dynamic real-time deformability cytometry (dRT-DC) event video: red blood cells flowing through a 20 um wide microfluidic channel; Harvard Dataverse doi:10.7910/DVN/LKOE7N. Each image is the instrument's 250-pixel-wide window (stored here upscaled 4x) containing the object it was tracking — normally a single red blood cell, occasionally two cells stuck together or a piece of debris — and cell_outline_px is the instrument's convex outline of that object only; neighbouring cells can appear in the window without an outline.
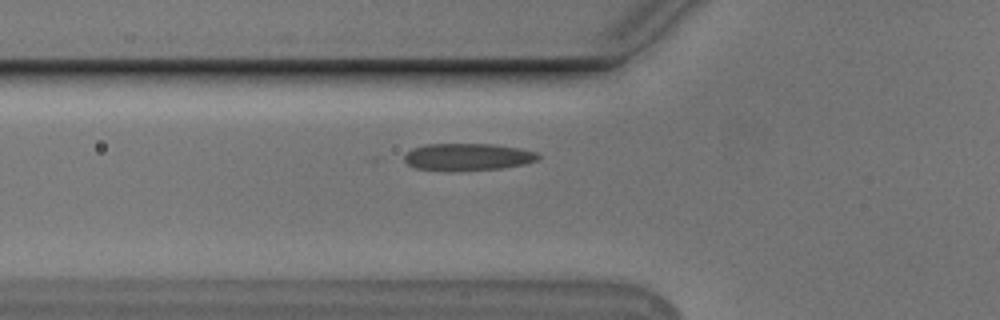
{"species": "Egyptian fruit bat (a non-hibernating species)", "species_latin": "Rousettus aegyptiacus", "temperature_condition": "cold", "stored_images_in_passage": 39, "camera_frame_rate_fps": 3000, "um_per_image_px": 0.085, "animal": {"sex": "male"}, "frame": {"image": 1, "passage_image": 6, "time_ms": 1.667, "image_size_px": [1000, 320], "cell_outline_px": [[540, 156], [536, 160], [524, 164], [500, 168], [416, 168], [408, 164], [404, 160], [404, 156], [412, 148], [424, 144], [492, 144], [520, 148], [536, 152]], "centroid_in_image_um": [39.78, 13.28], "position_along_channel_um": 86.0, "area_um2": 20.11}}
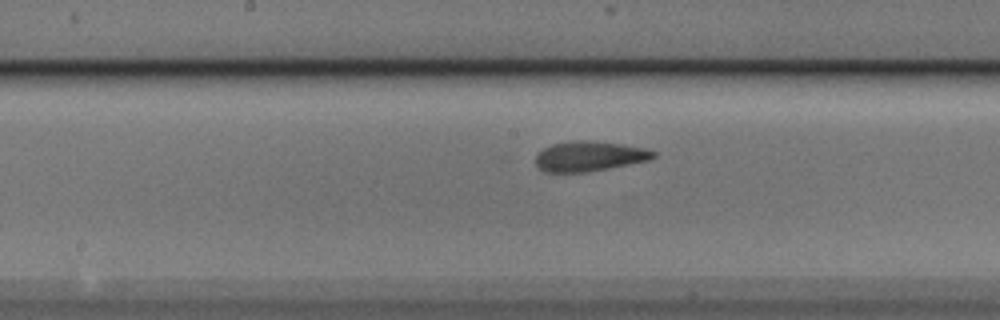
{"frame": {"image": 2, "passage_image": 15, "time_ms": 4.667, "image_size_px": [1000, 320], "cell_outline_px": [[656, 156], [648, 160], [608, 168], [584, 172], [544, 172], [536, 164], [536, 156], [544, 148], [552, 144], [580, 140], [588, 140], [620, 144], [644, 148], [656, 152]], "centroid_in_image_um": [50.08, 13.28], "position_along_channel_um": 198.1, "area_um2": 20.23}}
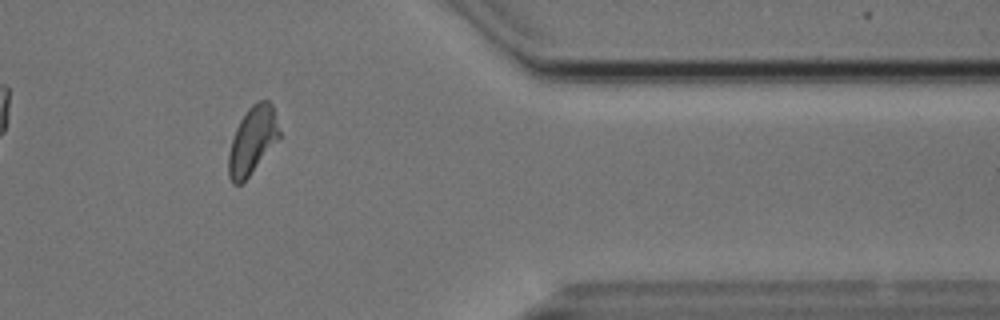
{"frame": {"image": 3, "passage_image": 32, "time_ms": 10.333, "image_size_px": [1000, 320], "cell_outline_px": [[280, 136], [248, 176], [240, 184], [232, 184], [228, 176], [228, 156], [232, 140], [236, 128], [240, 120], [248, 108], [252, 104], [260, 100], [268, 100], [272, 104], [280, 132]], "centroid_in_image_um": [21.43, 11.92], "position_along_channel_um": 390.0, "area_um2": 19.48}, "authors_computed_cell_mechanics": {"area_um2": 20.2878, "velocity_mm_per_s": 3.7191, "shape_relaxation_time_tau1_ms": 7.865, "shape_relaxation_time_tau2_ms": 1.3235, "deformation_change_tau1": 0.1772, "deformation_change_tau2": 0.0828}}